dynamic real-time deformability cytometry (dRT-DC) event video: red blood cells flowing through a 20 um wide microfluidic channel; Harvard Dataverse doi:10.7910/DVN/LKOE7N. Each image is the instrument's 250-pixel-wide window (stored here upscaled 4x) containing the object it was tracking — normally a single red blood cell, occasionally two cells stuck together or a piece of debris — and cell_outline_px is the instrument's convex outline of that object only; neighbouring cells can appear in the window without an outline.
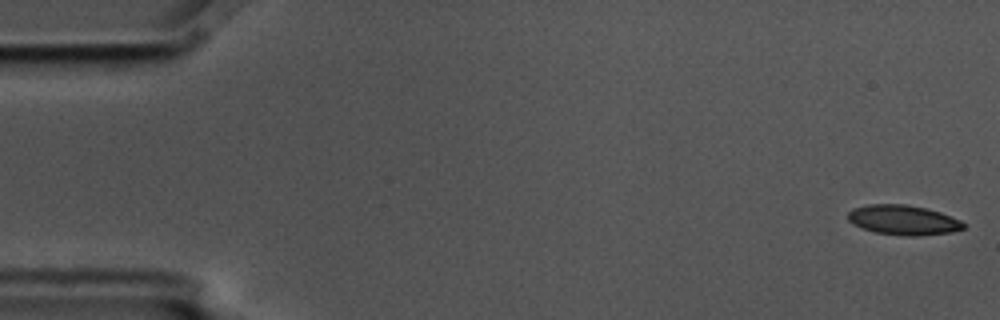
{"species": "common noctule bat (a hibernating species)", "species_latin": "Nyctalus noctula", "temperature_condition": "cold", "stored_images_in_passage": 5, "camera_frame_rate_fps": 3000, "um_per_image_px": 0.085, "animal": {"sex": "male", "body_mass_g": 17.5, "forearm_length_mm": 52.3}, "frame": {"image": 1, "passage_image": 1, "time_ms": 0.0, "image_size_px": [1000, 320], "cell_outline_px": [[964, 228], [952, 232], [920, 236], [908, 236], [876, 232], [852, 224], [848, 220], [848, 212], [852, 208], [868, 204], [904, 204], [924, 208], [940, 212], [960, 220], [964, 224]], "centroid_in_image_um": [76.76, 18.7], "position_along_channel_um": 8.2, "area_um2": 19.94}}
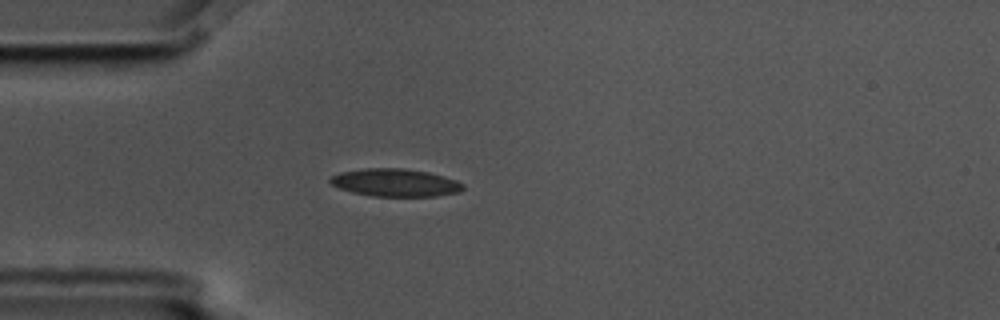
{"frame": {"image": 2, "passage_image": 5, "time_ms": 1.333, "image_size_px": [1000, 320], "cell_outline_px": [[464, 188], [460, 192], [436, 196], [372, 196], [352, 192], [340, 188], [332, 184], [328, 180], [332, 176], [340, 172], [364, 168], [404, 168], [428, 172], [444, 176], [456, 180], [464, 184]], "centroid_in_image_um": [33.62, 15.52], "position_along_channel_um": 51.4, "area_um2": 21.5}}